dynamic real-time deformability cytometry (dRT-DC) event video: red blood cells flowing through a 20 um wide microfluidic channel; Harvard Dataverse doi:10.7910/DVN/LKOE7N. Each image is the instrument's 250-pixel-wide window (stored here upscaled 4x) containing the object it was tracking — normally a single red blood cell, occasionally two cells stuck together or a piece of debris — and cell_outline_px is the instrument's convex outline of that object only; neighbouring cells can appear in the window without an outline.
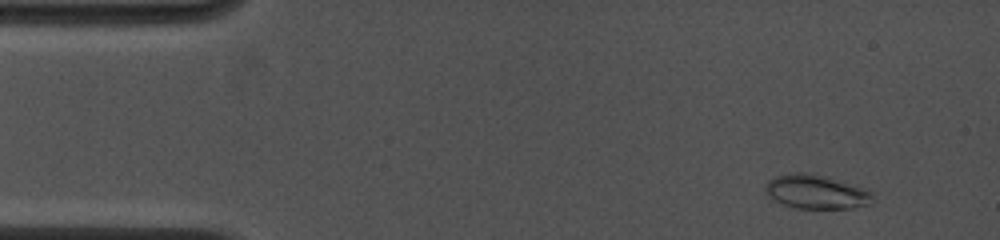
{"species": "common noctule bat (a hibernating species)", "species_latin": "Nyctalus noctula", "temperature_condition": "cold", "stored_images_in_passage": 8, "camera_frame_rate_fps": 4500, "um_per_image_px": 0.085, "animal": {"sex": "female", "body_mass_g": 19.0, "forearm_length_mm": 53.3}, "frame": {"image": 1, "passage_image": 3, "time_ms": 0.889, "image_size_px": [1000, 240], "cell_outline_px": [[872, 204], [852, 208], [796, 208], [784, 204], [768, 196], [764, 188], [768, 180], [776, 176], [792, 172], [808, 172], [824, 176], [864, 188], [872, 192]], "centroid_in_image_um": [69.37, 16.3], "position_along_channel_um": 15.6, "area_um2": 21.15}}
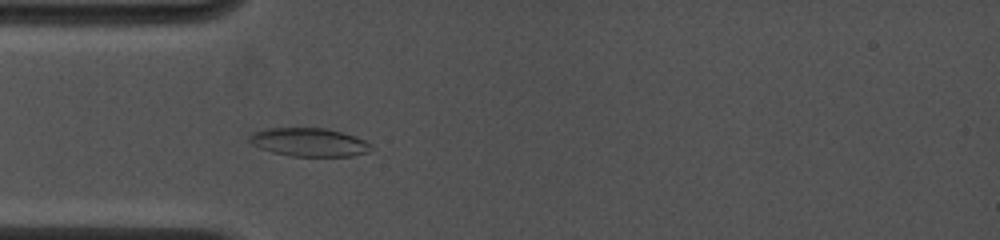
{"frame": {"image": 2, "passage_image": 8, "time_ms": 4.222, "image_size_px": [1000, 240], "cell_outline_px": [[372, 148], [368, 152], [352, 156], [292, 156], [272, 152], [260, 148], [252, 144], [248, 140], [248, 136], [252, 132], [264, 128], [324, 128], [340, 132], [364, 140], [372, 144]], "centroid_in_image_um": [26.23, 12.09], "position_along_channel_um": 58.8, "area_um2": 20.11}}